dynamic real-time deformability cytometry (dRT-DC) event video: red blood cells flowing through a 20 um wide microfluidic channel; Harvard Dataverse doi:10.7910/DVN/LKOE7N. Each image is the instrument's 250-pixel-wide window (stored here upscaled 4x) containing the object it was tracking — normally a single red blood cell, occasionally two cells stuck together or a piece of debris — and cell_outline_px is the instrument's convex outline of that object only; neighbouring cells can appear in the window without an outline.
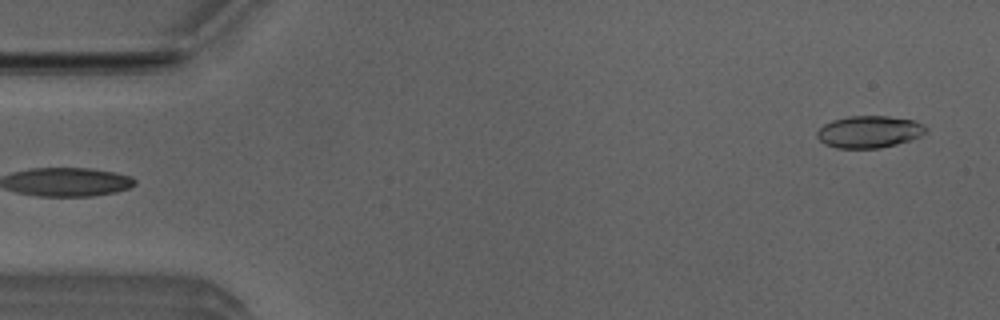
{"species": "Egyptian fruit bat (a non-hibernating species)", "species_latin": "Rousettus aegyptiacus", "temperature_condition": "room temperature", "stored_images_in_passage": 3, "camera_frame_rate_fps": 3000, "um_per_image_px": 0.085, "animal": {"sex": "male"}, "frame": {"image": 1, "passage_image": 3, "time_ms": 0.667, "image_size_px": [1000, 320], "cell_outline_px": [[928, 132], [920, 136], [896, 144], [880, 148], [836, 148], [824, 144], [816, 136], [816, 132], [824, 124], [832, 120], [848, 116], [888, 116], [916, 120], [924, 124], [928, 128]], "centroid_in_image_um": [73.9, 11.19], "position_along_channel_um": 11.1, "area_um2": 20.52}}